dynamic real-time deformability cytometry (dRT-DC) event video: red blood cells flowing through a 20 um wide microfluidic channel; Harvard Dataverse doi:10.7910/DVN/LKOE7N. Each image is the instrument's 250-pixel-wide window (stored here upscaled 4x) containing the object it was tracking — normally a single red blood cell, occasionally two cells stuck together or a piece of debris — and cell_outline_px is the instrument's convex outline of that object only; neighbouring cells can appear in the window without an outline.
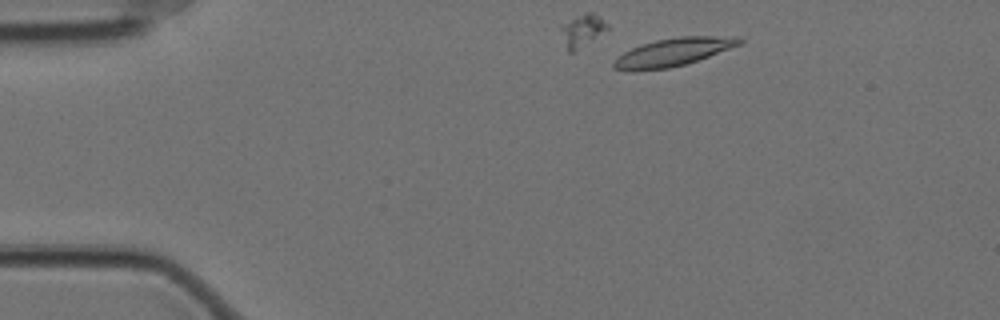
{"species": "Egyptian fruit bat (a non-hibernating species)", "species_latin": "Rousettus aegyptiacus", "temperature_condition": "cold", "stored_images_in_passage": 10, "camera_frame_rate_fps": 3000, "um_per_image_px": 0.085, "animal": {"sex": "female"}, "frame": {"image": 1, "passage_image": 1, "time_ms": 0.0, "image_size_px": [1000, 320], "cell_outline_px": [[744, 40], [740, 44], [708, 56], [684, 64], [668, 68], [612, 68], [612, 64], [616, 56], [632, 48], [656, 40], [680, 36], [736, 36]], "centroid_in_image_um": [57.28, 4.38], "position_along_channel_um": 27.7, "area_um2": 19.59}}
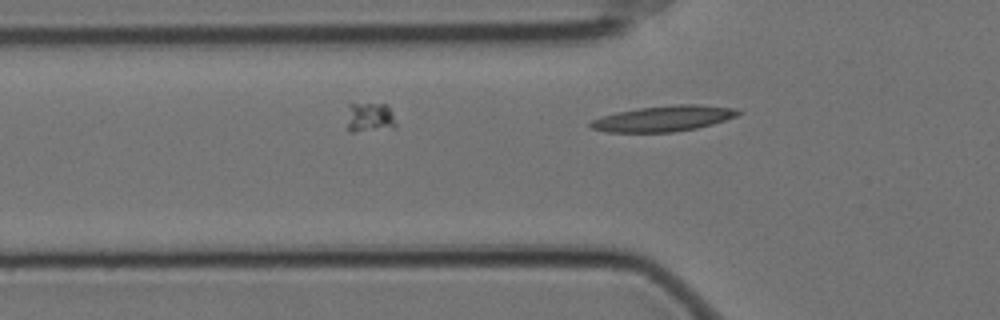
{"frame": {"image": 2, "passage_image": 10, "time_ms": 3.0, "image_size_px": [1000, 320], "cell_outline_px": [[740, 112], [736, 116], [712, 124], [696, 128], [672, 132], [604, 132], [592, 128], [588, 124], [592, 120], [600, 116], [616, 112], [640, 108], [676, 104], [696, 104], [740, 108]], "centroid_in_image_um": [56.39, 10.07], "position_along_channel_um": 69.4, "area_um2": 22.08}}